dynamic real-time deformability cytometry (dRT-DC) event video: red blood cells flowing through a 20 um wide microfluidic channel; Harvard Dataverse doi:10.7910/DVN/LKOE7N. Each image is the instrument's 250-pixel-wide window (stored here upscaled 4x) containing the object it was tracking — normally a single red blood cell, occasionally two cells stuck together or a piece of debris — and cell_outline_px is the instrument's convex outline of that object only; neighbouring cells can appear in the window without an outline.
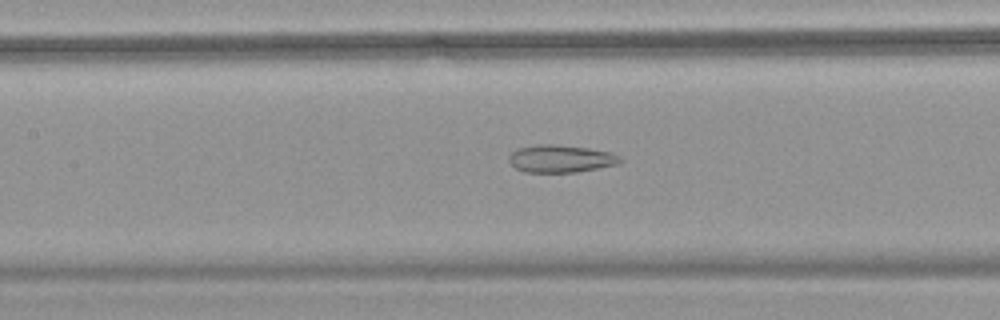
{"species": "common noctule bat (a hibernating species)", "species_latin": "Nyctalus noctula", "temperature_condition": "warm", "stored_images_in_passage": 55, "camera_frame_rate_fps": 3000, "um_per_image_px": 0.085, "animal": {"sex": "female", "body_mass_g": 18.4}, "frame": {"image": 1, "passage_image": 26, "time_ms": 8.333, "image_size_px": [1000, 320], "cell_outline_px": [[624, 160], [620, 164], [576, 172], [524, 172], [516, 168], [508, 160], [508, 156], [516, 148], [536, 144], [556, 144], [588, 148], [612, 152], [620, 156]], "centroid_in_image_um": [47.68, 13.48], "position_along_channel_um": 159.7, "area_um2": 18.09}}
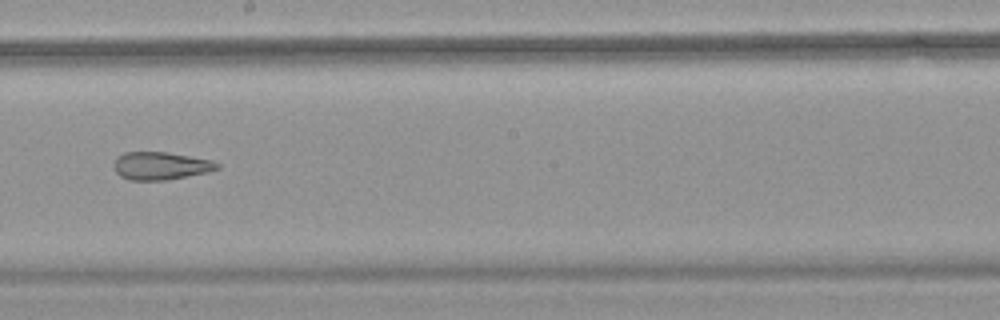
{"frame": {"image": 2, "passage_image": 32, "time_ms": 10.333, "image_size_px": [1000, 320], "cell_outline_px": [[220, 168], [208, 172], [168, 180], [128, 180], [120, 176], [116, 172], [112, 164], [116, 156], [124, 152], [168, 152], [212, 160], [220, 164]], "centroid_in_image_um": [13.64, 14.09], "position_along_channel_um": 234.6, "area_um2": 16.99}}
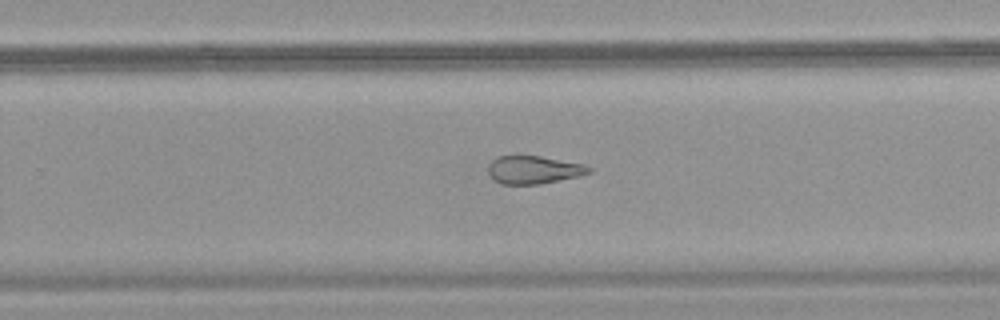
{"frame": {"image": 3, "passage_image": 36, "time_ms": 11.667, "image_size_px": [1000, 320], "cell_outline_px": [[592, 172], [580, 176], [540, 184], [500, 184], [488, 172], [488, 164], [496, 156], [540, 156], [584, 164], [592, 168]], "centroid_in_image_um": [45.38, 14.43], "position_along_channel_um": 284.4, "area_um2": 16.42}, "authors_computed_cell_mechanics": {"area_um2": 22.253, "velocity_mm_per_s": 3.7571, "shape_relaxation_time_tau1_ms": null, "shape_relaxation_time_tau2_ms": 2.7792, "deformation_change_tau1": null, "deformation_change_tau2": 0.1249}}